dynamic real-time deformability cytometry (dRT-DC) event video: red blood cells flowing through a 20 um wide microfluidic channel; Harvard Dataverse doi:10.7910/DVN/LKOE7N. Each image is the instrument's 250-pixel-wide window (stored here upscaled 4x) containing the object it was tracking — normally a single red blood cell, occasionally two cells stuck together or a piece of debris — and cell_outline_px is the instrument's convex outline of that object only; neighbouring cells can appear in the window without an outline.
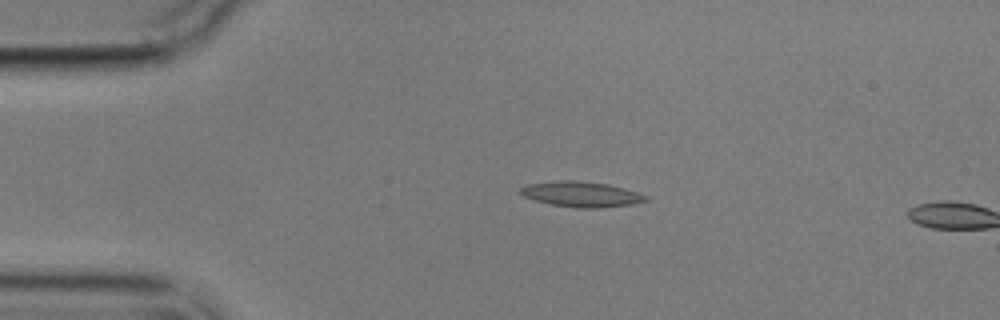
{"species": "common noctule bat (a hibernating species)", "species_latin": "Nyctalus noctula", "temperature_condition": "cold", "stored_images_in_passage": 5, "camera_frame_rate_fps": 3000, "um_per_image_px": 0.085, "animal": {"sex": "male", "body_mass_g": 17.9}, "frame": {"image": 1, "passage_image": 4, "time_ms": 3.333, "image_size_px": [1000, 320], "cell_outline_px": [[648, 200], [632, 204], [600, 208], [580, 208], [552, 204], [536, 200], [524, 196], [520, 192], [520, 188], [528, 184], [556, 180], [576, 180], [608, 184], [624, 188], [648, 196]], "centroid_in_image_um": [49.42, 16.5], "position_along_channel_um": 35.6, "area_um2": 18.38}}